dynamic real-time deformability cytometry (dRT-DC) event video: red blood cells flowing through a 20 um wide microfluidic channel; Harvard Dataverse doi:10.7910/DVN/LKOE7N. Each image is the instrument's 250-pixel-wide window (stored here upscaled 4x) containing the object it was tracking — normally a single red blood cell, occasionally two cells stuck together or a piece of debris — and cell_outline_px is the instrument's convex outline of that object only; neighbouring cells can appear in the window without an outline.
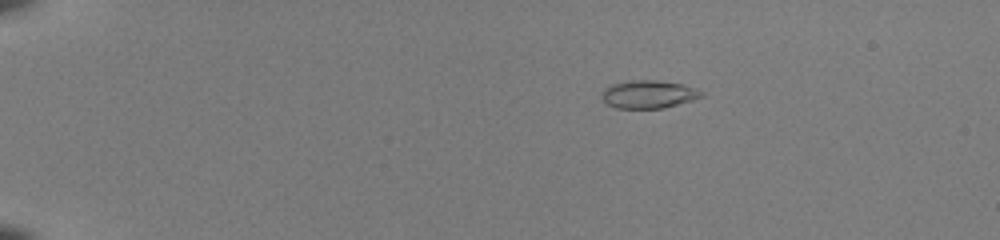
{"species": "common noctule bat (a hibernating species)", "species_latin": "Nyctalus noctula", "temperature_condition": "room temperature", "stored_images_in_passage": 43, "camera_frame_rate_fps": 3000, "um_per_image_px": 0.085, "animal": {"sex": "female", "body_mass_g": 22.0, "forearm_length_mm": 56.7}, "frame": {"image": 1, "passage_image": 2, "time_ms": 0.333, "image_size_px": [1000, 240], "cell_outline_px": [[704, 96], [692, 100], [664, 108], [616, 108], [608, 104], [604, 100], [604, 88], [608, 84], [632, 80], [656, 80], [684, 84], [696, 88], [704, 92]], "centroid_in_image_um": [55.17, 8.0], "position_along_channel_um": 29.8, "area_um2": 16.24}}
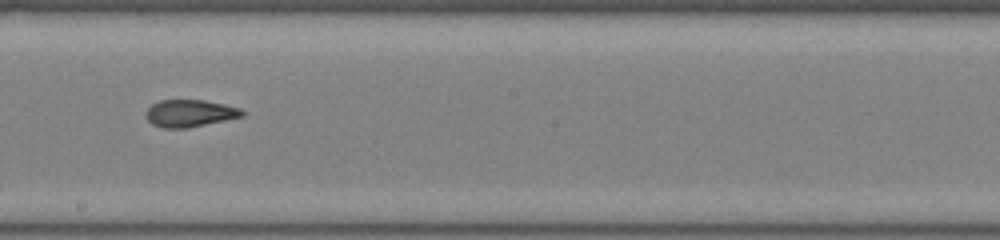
{"frame": {"image": 2, "passage_image": 24, "time_ms": 7.667, "image_size_px": [1000, 240], "cell_outline_px": [[244, 116], [188, 128], [164, 128], [152, 124], [144, 116], [144, 112], [152, 104], [160, 100], [204, 100], [224, 104], [240, 108], [244, 112]], "centroid_in_image_um": [16.1, 9.63], "position_along_channel_um": 232.1, "area_um2": 15.32}}
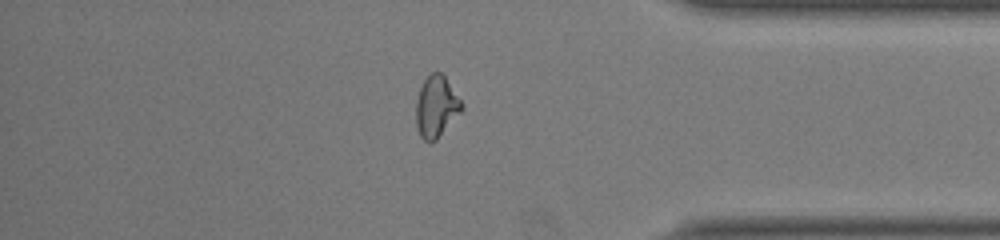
{"frame": {"image": 3, "passage_image": 37, "time_ms": 12.0, "image_size_px": [1000, 240], "cell_outline_px": [[464, 108], [436, 140], [428, 144], [420, 136], [416, 124], [416, 100], [420, 88], [424, 80], [432, 72], [440, 72], [444, 76], [464, 104]], "centroid_in_image_um": [37.08, 9.08], "position_along_channel_um": 398.1, "area_um2": 16.3}, "authors_computed_cell_mechanics": {"area_um2": 16.0106, "velocity_mm_per_s": 4.1173, "shape_relaxation_time_tau1_ms": null, "shape_relaxation_time_tau2_ms": 1.3128, "deformation_change_tau1": null, "deformation_change_tau2": 0.064}}